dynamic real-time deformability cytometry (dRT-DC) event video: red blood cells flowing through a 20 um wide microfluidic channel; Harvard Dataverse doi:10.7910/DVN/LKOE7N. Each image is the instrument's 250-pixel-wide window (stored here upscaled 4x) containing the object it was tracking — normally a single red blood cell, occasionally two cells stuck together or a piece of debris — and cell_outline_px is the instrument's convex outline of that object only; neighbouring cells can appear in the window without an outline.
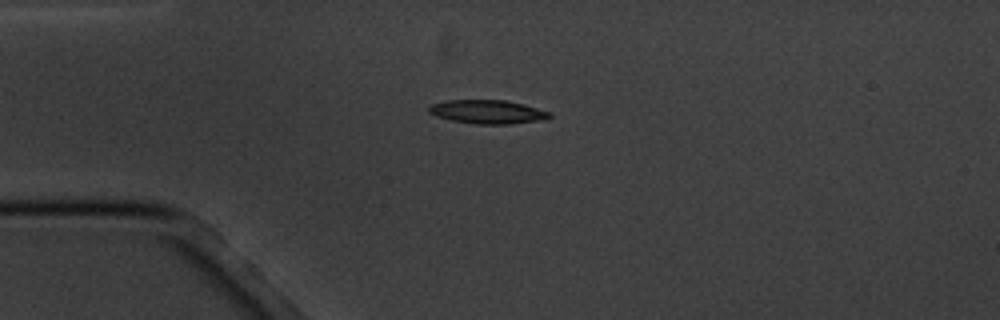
{"species": "common noctule bat (a hibernating species)", "species_latin": "Nyctalus noctula", "temperature_condition": "cold", "stored_images_in_passage": 4, "camera_frame_rate_fps": 3000, "um_per_image_px": 0.085, "animal": {"sex": "male", "body_mass_g": 20.1, "forearm_length_mm": 53.5}, "frame": {"image": 1, "passage_image": 2, "time_ms": 1.667, "image_size_px": [1000, 320], "cell_outline_px": [[552, 116], [544, 120], [508, 124], [476, 124], [452, 120], [436, 116], [428, 112], [428, 108], [432, 104], [448, 100], [504, 100], [524, 104], [548, 112]], "centroid_in_image_um": [41.44, 9.51], "position_along_channel_um": 43.6, "area_um2": 16.53}}
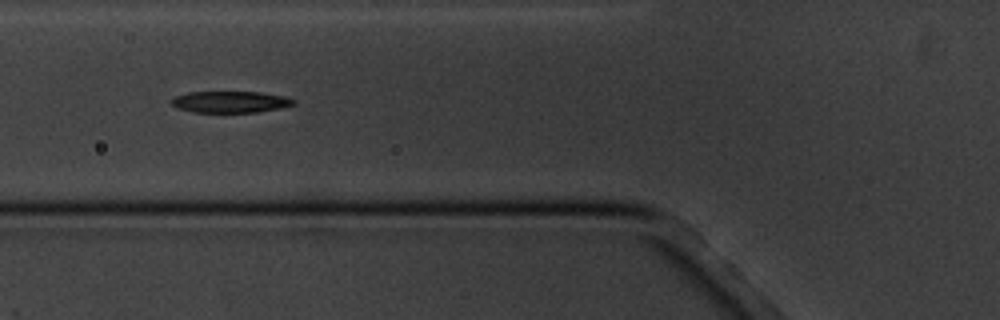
{"frame": {"image": 2, "passage_image": 4, "time_ms": 4.0, "image_size_px": [1000, 320], "cell_outline_px": [[296, 104], [280, 108], [256, 112], [196, 112], [176, 108], [168, 100], [172, 96], [188, 92], [260, 92], [284, 96], [296, 100]], "centroid_in_image_um": [19.54, 8.65], "position_along_channel_um": 106.3, "area_um2": 15.43}}